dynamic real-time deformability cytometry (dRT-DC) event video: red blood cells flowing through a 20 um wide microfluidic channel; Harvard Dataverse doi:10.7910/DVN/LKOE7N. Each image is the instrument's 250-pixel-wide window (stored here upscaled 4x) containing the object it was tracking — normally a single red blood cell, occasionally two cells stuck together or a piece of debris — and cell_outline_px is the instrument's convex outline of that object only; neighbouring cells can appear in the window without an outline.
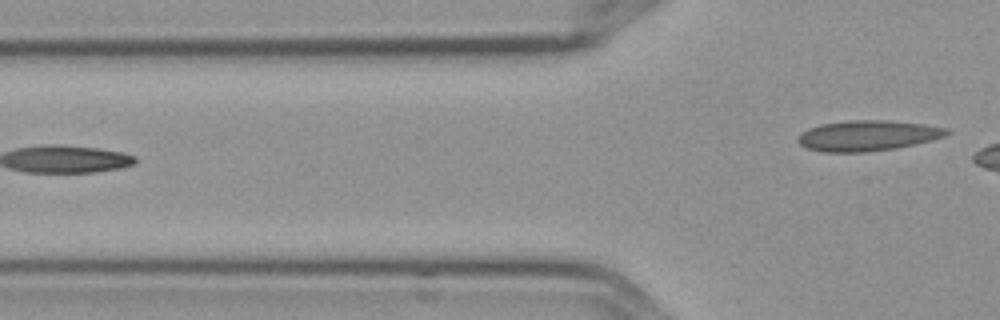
{"species": "Egyptian fruit bat (a non-hibernating species)", "species_latin": "Rousettus aegyptiacus", "temperature_condition": "cold", "stored_images_in_passage": 3, "camera_frame_rate_fps": 3000, "um_per_image_px": 0.085, "frame": {"image": 1, "passage_image": 3, "time_ms": 0.667, "image_size_px": [1000, 320], "cell_outline_px": [[952, 132], [944, 136], [932, 140], [896, 148], [864, 152], [824, 152], [808, 148], [800, 144], [796, 140], [796, 136], [800, 132], [808, 128], [820, 124], [848, 120], [888, 120], [924, 124], [948, 128]], "centroid_in_image_um": [73.73, 11.52], "position_along_channel_um": 52.1, "area_um2": 26.65}}